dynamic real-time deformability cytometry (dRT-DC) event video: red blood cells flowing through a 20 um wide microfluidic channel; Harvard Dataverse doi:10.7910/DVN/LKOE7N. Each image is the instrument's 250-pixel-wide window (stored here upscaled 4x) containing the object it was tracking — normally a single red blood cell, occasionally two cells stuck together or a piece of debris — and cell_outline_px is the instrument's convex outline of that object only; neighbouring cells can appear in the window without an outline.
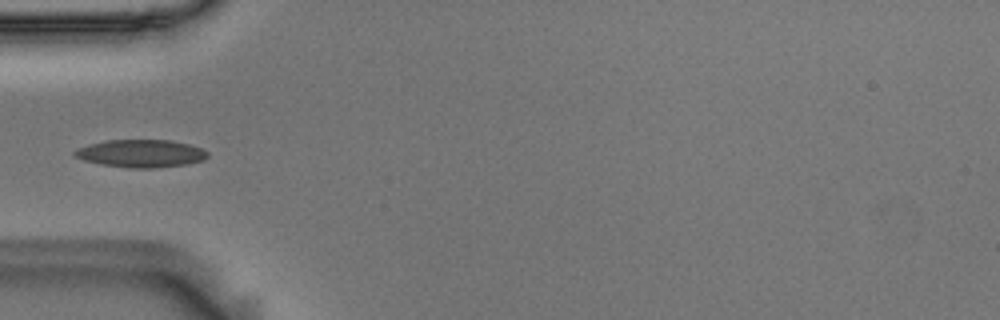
{"species": "Egyptian fruit bat (a non-hibernating species)", "species_latin": "Rousettus aegyptiacus", "temperature_condition": "room temperature", "stored_images_in_passage": 39, "camera_frame_rate_fps": 3000, "um_per_image_px": 0.085, "animal": {"sex": "male"}, "frame": {"image": 1, "passage_image": 1, "time_ms": 0.0, "image_size_px": [1000, 320], "cell_outline_px": [[208, 156], [204, 160], [188, 164], [156, 168], [128, 168], [100, 164], [84, 160], [72, 156], [72, 152], [88, 144], [108, 140], [172, 140], [188, 144], [200, 148], [208, 152]], "centroid_in_image_um": [11.97, 13.05], "position_along_channel_um": 73.0, "area_um2": 21.56}}
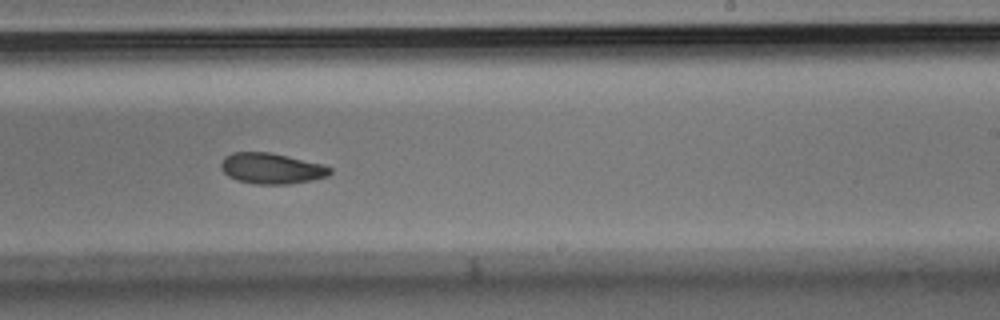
{"frame": {"image": 2, "passage_image": 17, "time_ms": 5.333, "image_size_px": [1000, 320], "cell_outline_px": [[332, 172], [328, 176], [312, 180], [288, 184], [256, 184], [236, 180], [228, 176], [220, 168], [220, 164], [224, 156], [232, 152], [268, 152], [324, 164], [332, 168]], "centroid_in_image_um": [23.07, 14.32], "position_along_channel_um": 265.9, "area_um2": 19.65}}
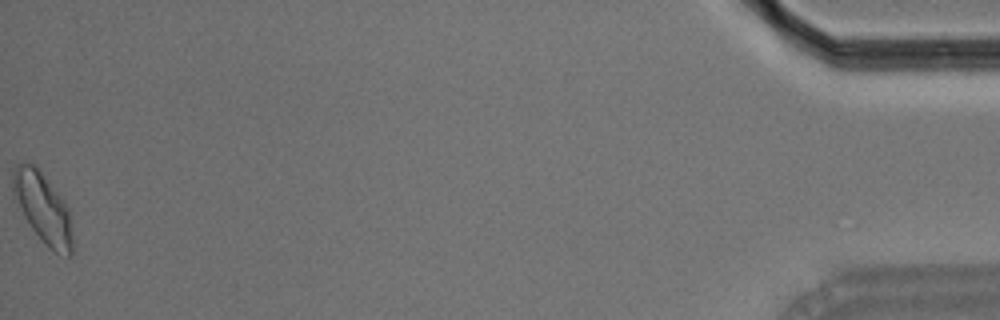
{"frame": {"image": 3, "passage_image": 39, "time_ms": 12.667, "image_size_px": [1000, 320], "cell_outline_px": [[72, 252], [68, 256], [56, 252], [48, 248], [44, 244], [32, 228], [24, 216], [12, 196], [12, 172], [16, 164], [24, 160], [32, 164], [40, 172], [64, 200], [68, 208], [72, 236]], "centroid_in_image_um": [3.61, 17.66], "position_along_channel_um": 431.6, "area_um2": 24.22}}